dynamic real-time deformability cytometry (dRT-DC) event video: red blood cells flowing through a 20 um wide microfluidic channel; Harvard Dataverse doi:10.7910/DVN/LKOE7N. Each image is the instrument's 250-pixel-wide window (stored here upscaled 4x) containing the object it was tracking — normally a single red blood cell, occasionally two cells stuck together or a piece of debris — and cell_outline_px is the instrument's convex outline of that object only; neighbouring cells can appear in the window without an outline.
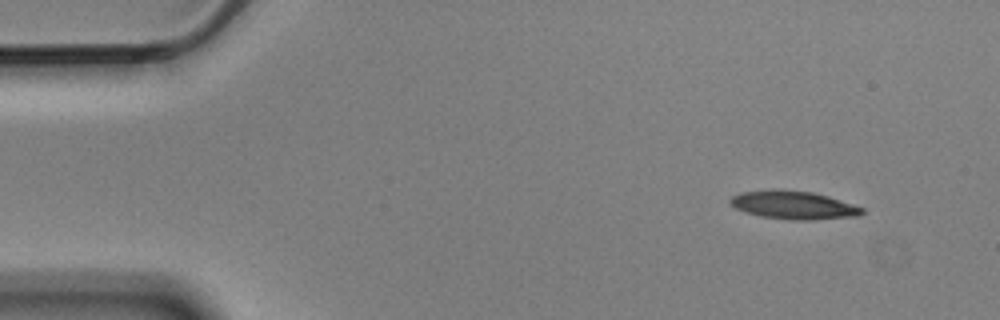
{"species": "Egyptian fruit bat (a non-hibernating species)", "species_latin": "Rousettus aegyptiacus", "temperature_condition": "cold", "stored_images_in_passage": 3, "camera_frame_rate_fps": 3000, "um_per_image_px": 0.085, "animal": {"sex": "male"}, "frame": {"image": 1, "passage_image": 1, "time_ms": 0.0, "image_size_px": [1000, 320], "cell_outline_px": [[864, 212], [860, 216], [812, 220], [792, 220], [760, 216], [736, 208], [728, 200], [732, 196], [740, 192], [776, 188], [812, 192], [828, 196], [864, 208]], "centroid_in_image_um": [67.46, 17.42], "position_along_channel_um": 17.5, "area_um2": 21.79}}
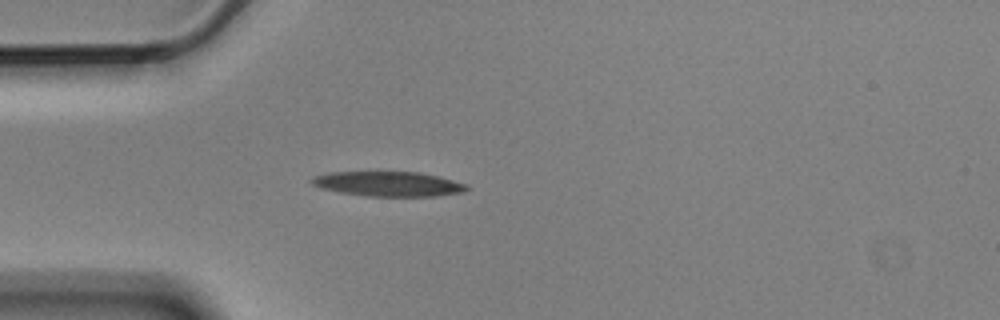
{"frame": {"image": 2, "passage_image": 3, "time_ms": 0.667, "image_size_px": [1000, 320], "cell_outline_px": [[468, 188], [464, 192], [436, 196], [368, 196], [340, 192], [320, 188], [312, 184], [308, 180], [312, 176], [328, 172], [420, 172], [440, 176], [468, 184]], "centroid_in_image_um": [33.0, 15.62], "position_along_channel_um": 52.0, "area_um2": 22.6}}